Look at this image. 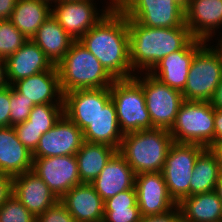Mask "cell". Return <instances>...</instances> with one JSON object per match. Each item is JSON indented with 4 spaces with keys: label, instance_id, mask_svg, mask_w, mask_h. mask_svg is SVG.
<instances>
[{
    "label": "cell",
    "instance_id": "obj_38",
    "mask_svg": "<svg viewBox=\"0 0 222 222\" xmlns=\"http://www.w3.org/2000/svg\"><path fill=\"white\" fill-rule=\"evenodd\" d=\"M139 222H182L181 213L176 206L167 213L141 217Z\"/></svg>",
    "mask_w": 222,
    "mask_h": 222
},
{
    "label": "cell",
    "instance_id": "obj_37",
    "mask_svg": "<svg viewBox=\"0 0 222 222\" xmlns=\"http://www.w3.org/2000/svg\"><path fill=\"white\" fill-rule=\"evenodd\" d=\"M10 86L0 90V127L10 126Z\"/></svg>",
    "mask_w": 222,
    "mask_h": 222
},
{
    "label": "cell",
    "instance_id": "obj_34",
    "mask_svg": "<svg viewBox=\"0 0 222 222\" xmlns=\"http://www.w3.org/2000/svg\"><path fill=\"white\" fill-rule=\"evenodd\" d=\"M34 106L35 104L32 101L22 97V94L18 93L10 85V126H15L28 120L31 109Z\"/></svg>",
    "mask_w": 222,
    "mask_h": 222
},
{
    "label": "cell",
    "instance_id": "obj_10",
    "mask_svg": "<svg viewBox=\"0 0 222 222\" xmlns=\"http://www.w3.org/2000/svg\"><path fill=\"white\" fill-rule=\"evenodd\" d=\"M143 73L145 77L142 78L140 73V76L135 74L133 78L143 88L152 126L170 130L184 101L182 92L163 84L148 72Z\"/></svg>",
    "mask_w": 222,
    "mask_h": 222
},
{
    "label": "cell",
    "instance_id": "obj_6",
    "mask_svg": "<svg viewBox=\"0 0 222 222\" xmlns=\"http://www.w3.org/2000/svg\"><path fill=\"white\" fill-rule=\"evenodd\" d=\"M117 121L124 134L153 129L142 86L134 79H118L109 87Z\"/></svg>",
    "mask_w": 222,
    "mask_h": 222
},
{
    "label": "cell",
    "instance_id": "obj_48",
    "mask_svg": "<svg viewBox=\"0 0 222 222\" xmlns=\"http://www.w3.org/2000/svg\"><path fill=\"white\" fill-rule=\"evenodd\" d=\"M65 1H81V0H59V2H65Z\"/></svg>",
    "mask_w": 222,
    "mask_h": 222
},
{
    "label": "cell",
    "instance_id": "obj_21",
    "mask_svg": "<svg viewBox=\"0 0 222 222\" xmlns=\"http://www.w3.org/2000/svg\"><path fill=\"white\" fill-rule=\"evenodd\" d=\"M135 177L136 173L117 151L91 184L105 201L122 191L135 187Z\"/></svg>",
    "mask_w": 222,
    "mask_h": 222
},
{
    "label": "cell",
    "instance_id": "obj_45",
    "mask_svg": "<svg viewBox=\"0 0 222 222\" xmlns=\"http://www.w3.org/2000/svg\"><path fill=\"white\" fill-rule=\"evenodd\" d=\"M214 191L217 193L219 199L222 202V172H220V176H219V179L216 183V187H215Z\"/></svg>",
    "mask_w": 222,
    "mask_h": 222
},
{
    "label": "cell",
    "instance_id": "obj_18",
    "mask_svg": "<svg viewBox=\"0 0 222 222\" xmlns=\"http://www.w3.org/2000/svg\"><path fill=\"white\" fill-rule=\"evenodd\" d=\"M185 25L193 38L209 42L222 27V0H186Z\"/></svg>",
    "mask_w": 222,
    "mask_h": 222
},
{
    "label": "cell",
    "instance_id": "obj_46",
    "mask_svg": "<svg viewBox=\"0 0 222 222\" xmlns=\"http://www.w3.org/2000/svg\"><path fill=\"white\" fill-rule=\"evenodd\" d=\"M222 36V35H221ZM218 45L216 46L219 50H220V52L222 53V37H220V39H218V43H217Z\"/></svg>",
    "mask_w": 222,
    "mask_h": 222
},
{
    "label": "cell",
    "instance_id": "obj_30",
    "mask_svg": "<svg viewBox=\"0 0 222 222\" xmlns=\"http://www.w3.org/2000/svg\"><path fill=\"white\" fill-rule=\"evenodd\" d=\"M140 218L135 187L104 201L103 222H139Z\"/></svg>",
    "mask_w": 222,
    "mask_h": 222
},
{
    "label": "cell",
    "instance_id": "obj_39",
    "mask_svg": "<svg viewBox=\"0 0 222 222\" xmlns=\"http://www.w3.org/2000/svg\"><path fill=\"white\" fill-rule=\"evenodd\" d=\"M13 194V177L0 173V206Z\"/></svg>",
    "mask_w": 222,
    "mask_h": 222
},
{
    "label": "cell",
    "instance_id": "obj_2",
    "mask_svg": "<svg viewBox=\"0 0 222 222\" xmlns=\"http://www.w3.org/2000/svg\"><path fill=\"white\" fill-rule=\"evenodd\" d=\"M130 64L135 73L149 72L161 59L181 50L192 38L187 27H148L127 19Z\"/></svg>",
    "mask_w": 222,
    "mask_h": 222
},
{
    "label": "cell",
    "instance_id": "obj_44",
    "mask_svg": "<svg viewBox=\"0 0 222 222\" xmlns=\"http://www.w3.org/2000/svg\"><path fill=\"white\" fill-rule=\"evenodd\" d=\"M211 149L213 150V152L216 154L218 158L220 170L222 172V143L212 146Z\"/></svg>",
    "mask_w": 222,
    "mask_h": 222
},
{
    "label": "cell",
    "instance_id": "obj_5",
    "mask_svg": "<svg viewBox=\"0 0 222 222\" xmlns=\"http://www.w3.org/2000/svg\"><path fill=\"white\" fill-rule=\"evenodd\" d=\"M215 109L210 102L184 100L169 130L175 143L214 146Z\"/></svg>",
    "mask_w": 222,
    "mask_h": 222
},
{
    "label": "cell",
    "instance_id": "obj_41",
    "mask_svg": "<svg viewBox=\"0 0 222 222\" xmlns=\"http://www.w3.org/2000/svg\"><path fill=\"white\" fill-rule=\"evenodd\" d=\"M17 0H0V19H10Z\"/></svg>",
    "mask_w": 222,
    "mask_h": 222
},
{
    "label": "cell",
    "instance_id": "obj_19",
    "mask_svg": "<svg viewBox=\"0 0 222 222\" xmlns=\"http://www.w3.org/2000/svg\"><path fill=\"white\" fill-rule=\"evenodd\" d=\"M12 87L35 105L63 104L64 94L56 66L16 81Z\"/></svg>",
    "mask_w": 222,
    "mask_h": 222
},
{
    "label": "cell",
    "instance_id": "obj_1",
    "mask_svg": "<svg viewBox=\"0 0 222 222\" xmlns=\"http://www.w3.org/2000/svg\"><path fill=\"white\" fill-rule=\"evenodd\" d=\"M79 42L115 80L134 77L130 64L127 17L116 5Z\"/></svg>",
    "mask_w": 222,
    "mask_h": 222
},
{
    "label": "cell",
    "instance_id": "obj_43",
    "mask_svg": "<svg viewBox=\"0 0 222 222\" xmlns=\"http://www.w3.org/2000/svg\"><path fill=\"white\" fill-rule=\"evenodd\" d=\"M210 103L214 107V109H222V80L219 86L216 88V91L210 100Z\"/></svg>",
    "mask_w": 222,
    "mask_h": 222
},
{
    "label": "cell",
    "instance_id": "obj_8",
    "mask_svg": "<svg viewBox=\"0 0 222 222\" xmlns=\"http://www.w3.org/2000/svg\"><path fill=\"white\" fill-rule=\"evenodd\" d=\"M127 17L148 27H187L183 0H120L116 5Z\"/></svg>",
    "mask_w": 222,
    "mask_h": 222
},
{
    "label": "cell",
    "instance_id": "obj_22",
    "mask_svg": "<svg viewBox=\"0 0 222 222\" xmlns=\"http://www.w3.org/2000/svg\"><path fill=\"white\" fill-rule=\"evenodd\" d=\"M7 77L12 86L16 81L51 70L54 65L41 48L32 40H28L14 54L6 59Z\"/></svg>",
    "mask_w": 222,
    "mask_h": 222
},
{
    "label": "cell",
    "instance_id": "obj_23",
    "mask_svg": "<svg viewBox=\"0 0 222 222\" xmlns=\"http://www.w3.org/2000/svg\"><path fill=\"white\" fill-rule=\"evenodd\" d=\"M32 167V153L19 141L14 127H0V173L15 177Z\"/></svg>",
    "mask_w": 222,
    "mask_h": 222
},
{
    "label": "cell",
    "instance_id": "obj_17",
    "mask_svg": "<svg viewBox=\"0 0 222 222\" xmlns=\"http://www.w3.org/2000/svg\"><path fill=\"white\" fill-rule=\"evenodd\" d=\"M13 195L35 218L59 201L32 170L13 177Z\"/></svg>",
    "mask_w": 222,
    "mask_h": 222
},
{
    "label": "cell",
    "instance_id": "obj_16",
    "mask_svg": "<svg viewBox=\"0 0 222 222\" xmlns=\"http://www.w3.org/2000/svg\"><path fill=\"white\" fill-rule=\"evenodd\" d=\"M206 41L192 38L181 50L172 52L161 59L148 73L163 84L183 91L191 62Z\"/></svg>",
    "mask_w": 222,
    "mask_h": 222
},
{
    "label": "cell",
    "instance_id": "obj_35",
    "mask_svg": "<svg viewBox=\"0 0 222 222\" xmlns=\"http://www.w3.org/2000/svg\"><path fill=\"white\" fill-rule=\"evenodd\" d=\"M14 127L19 141L31 152L33 153L39 143L41 136L40 130L34 127L27 126V120L19 123Z\"/></svg>",
    "mask_w": 222,
    "mask_h": 222
},
{
    "label": "cell",
    "instance_id": "obj_14",
    "mask_svg": "<svg viewBox=\"0 0 222 222\" xmlns=\"http://www.w3.org/2000/svg\"><path fill=\"white\" fill-rule=\"evenodd\" d=\"M110 100L109 87L67 92L63 99L64 114L83 131Z\"/></svg>",
    "mask_w": 222,
    "mask_h": 222
},
{
    "label": "cell",
    "instance_id": "obj_15",
    "mask_svg": "<svg viewBox=\"0 0 222 222\" xmlns=\"http://www.w3.org/2000/svg\"><path fill=\"white\" fill-rule=\"evenodd\" d=\"M141 217L160 215L177 206L170 197L162 172H143L135 177Z\"/></svg>",
    "mask_w": 222,
    "mask_h": 222
},
{
    "label": "cell",
    "instance_id": "obj_42",
    "mask_svg": "<svg viewBox=\"0 0 222 222\" xmlns=\"http://www.w3.org/2000/svg\"><path fill=\"white\" fill-rule=\"evenodd\" d=\"M9 86L6 59H0V90Z\"/></svg>",
    "mask_w": 222,
    "mask_h": 222
},
{
    "label": "cell",
    "instance_id": "obj_33",
    "mask_svg": "<svg viewBox=\"0 0 222 222\" xmlns=\"http://www.w3.org/2000/svg\"><path fill=\"white\" fill-rule=\"evenodd\" d=\"M0 222H36V218L12 194L0 206Z\"/></svg>",
    "mask_w": 222,
    "mask_h": 222
},
{
    "label": "cell",
    "instance_id": "obj_12",
    "mask_svg": "<svg viewBox=\"0 0 222 222\" xmlns=\"http://www.w3.org/2000/svg\"><path fill=\"white\" fill-rule=\"evenodd\" d=\"M32 171L48 185L58 199L81 183L75 155L33 158Z\"/></svg>",
    "mask_w": 222,
    "mask_h": 222
},
{
    "label": "cell",
    "instance_id": "obj_27",
    "mask_svg": "<svg viewBox=\"0 0 222 222\" xmlns=\"http://www.w3.org/2000/svg\"><path fill=\"white\" fill-rule=\"evenodd\" d=\"M51 6L41 0H17L9 20L31 40L43 22L52 15Z\"/></svg>",
    "mask_w": 222,
    "mask_h": 222
},
{
    "label": "cell",
    "instance_id": "obj_4",
    "mask_svg": "<svg viewBox=\"0 0 222 222\" xmlns=\"http://www.w3.org/2000/svg\"><path fill=\"white\" fill-rule=\"evenodd\" d=\"M63 94L80 89L110 87L115 79L80 42L74 41L56 66Z\"/></svg>",
    "mask_w": 222,
    "mask_h": 222
},
{
    "label": "cell",
    "instance_id": "obj_13",
    "mask_svg": "<svg viewBox=\"0 0 222 222\" xmlns=\"http://www.w3.org/2000/svg\"><path fill=\"white\" fill-rule=\"evenodd\" d=\"M83 142V132L63 114L54 127L41 136L32 156L44 158L75 155Z\"/></svg>",
    "mask_w": 222,
    "mask_h": 222
},
{
    "label": "cell",
    "instance_id": "obj_47",
    "mask_svg": "<svg viewBox=\"0 0 222 222\" xmlns=\"http://www.w3.org/2000/svg\"><path fill=\"white\" fill-rule=\"evenodd\" d=\"M41 1H44V2H46V3H48V4H52V2L55 4V3H58L59 2V0H41Z\"/></svg>",
    "mask_w": 222,
    "mask_h": 222
},
{
    "label": "cell",
    "instance_id": "obj_24",
    "mask_svg": "<svg viewBox=\"0 0 222 222\" xmlns=\"http://www.w3.org/2000/svg\"><path fill=\"white\" fill-rule=\"evenodd\" d=\"M31 40L41 48L54 66L63 60L74 42L52 15L43 22Z\"/></svg>",
    "mask_w": 222,
    "mask_h": 222
},
{
    "label": "cell",
    "instance_id": "obj_3",
    "mask_svg": "<svg viewBox=\"0 0 222 222\" xmlns=\"http://www.w3.org/2000/svg\"><path fill=\"white\" fill-rule=\"evenodd\" d=\"M173 143L169 130L146 129L124 134L118 152L136 175L143 172H162Z\"/></svg>",
    "mask_w": 222,
    "mask_h": 222
},
{
    "label": "cell",
    "instance_id": "obj_32",
    "mask_svg": "<svg viewBox=\"0 0 222 222\" xmlns=\"http://www.w3.org/2000/svg\"><path fill=\"white\" fill-rule=\"evenodd\" d=\"M27 41L9 19L0 21V59H7Z\"/></svg>",
    "mask_w": 222,
    "mask_h": 222
},
{
    "label": "cell",
    "instance_id": "obj_9",
    "mask_svg": "<svg viewBox=\"0 0 222 222\" xmlns=\"http://www.w3.org/2000/svg\"><path fill=\"white\" fill-rule=\"evenodd\" d=\"M206 149L199 144L173 143L162 170L170 197L178 204L190 196V181L198 156Z\"/></svg>",
    "mask_w": 222,
    "mask_h": 222
},
{
    "label": "cell",
    "instance_id": "obj_26",
    "mask_svg": "<svg viewBox=\"0 0 222 222\" xmlns=\"http://www.w3.org/2000/svg\"><path fill=\"white\" fill-rule=\"evenodd\" d=\"M177 206L182 222H222V202L215 191L185 197Z\"/></svg>",
    "mask_w": 222,
    "mask_h": 222
},
{
    "label": "cell",
    "instance_id": "obj_31",
    "mask_svg": "<svg viewBox=\"0 0 222 222\" xmlns=\"http://www.w3.org/2000/svg\"><path fill=\"white\" fill-rule=\"evenodd\" d=\"M64 114L63 104L35 105L29 114L27 126L34 127L44 134L49 131Z\"/></svg>",
    "mask_w": 222,
    "mask_h": 222
},
{
    "label": "cell",
    "instance_id": "obj_28",
    "mask_svg": "<svg viewBox=\"0 0 222 222\" xmlns=\"http://www.w3.org/2000/svg\"><path fill=\"white\" fill-rule=\"evenodd\" d=\"M117 151L107 144L84 141L75 154L81 183H92Z\"/></svg>",
    "mask_w": 222,
    "mask_h": 222
},
{
    "label": "cell",
    "instance_id": "obj_7",
    "mask_svg": "<svg viewBox=\"0 0 222 222\" xmlns=\"http://www.w3.org/2000/svg\"><path fill=\"white\" fill-rule=\"evenodd\" d=\"M222 80V53L204 44L195 54L182 91L184 100L210 102Z\"/></svg>",
    "mask_w": 222,
    "mask_h": 222
},
{
    "label": "cell",
    "instance_id": "obj_20",
    "mask_svg": "<svg viewBox=\"0 0 222 222\" xmlns=\"http://www.w3.org/2000/svg\"><path fill=\"white\" fill-rule=\"evenodd\" d=\"M59 201L76 222H103L104 200L91 183L74 186Z\"/></svg>",
    "mask_w": 222,
    "mask_h": 222
},
{
    "label": "cell",
    "instance_id": "obj_11",
    "mask_svg": "<svg viewBox=\"0 0 222 222\" xmlns=\"http://www.w3.org/2000/svg\"><path fill=\"white\" fill-rule=\"evenodd\" d=\"M114 6L110 2L106 9H101L102 12H100L93 0L58 2L52 9V16L74 41H78Z\"/></svg>",
    "mask_w": 222,
    "mask_h": 222
},
{
    "label": "cell",
    "instance_id": "obj_25",
    "mask_svg": "<svg viewBox=\"0 0 222 222\" xmlns=\"http://www.w3.org/2000/svg\"><path fill=\"white\" fill-rule=\"evenodd\" d=\"M82 132L85 142L107 144L119 150L123 133L119 128L114 102L110 100L100 109L92 123Z\"/></svg>",
    "mask_w": 222,
    "mask_h": 222
},
{
    "label": "cell",
    "instance_id": "obj_29",
    "mask_svg": "<svg viewBox=\"0 0 222 222\" xmlns=\"http://www.w3.org/2000/svg\"><path fill=\"white\" fill-rule=\"evenodd\" d=\"M220 172L216 154L211 148H206L195 162L190 181V196L214 191Z\"/></svg>",
    "mask_w": 222,
    "mask_h": 222
},
{
    "label": "cell",
    "instance_id": "obj_36",
    "mask_svg": "<svg viewBox=\"0 0 222 222\" xmlns=\"http://www.w3.org/2000/svg\"><path fill=\"white\" fill-rule=\"evenodd\" d=\"M36 222H76L65 206L58 201L36 218Z\"/></svg>",
    "mask_w": 222,
    "mask_h": 222
},
{
    "label": "cell",
    "instance_id": "obj_40",
    "mask_svg": "<svg viewBox=\"0 0 222 222\" xmlns=\"http://www.w3.org/2000/svg\"><path fill=\"white\" fill-rule=\"evenodd\" d=\"M222 143V109H215L214 145Z\"/></svg>",
    "mask_w": 222,
    "mask_h": 222
}]
</instances>
